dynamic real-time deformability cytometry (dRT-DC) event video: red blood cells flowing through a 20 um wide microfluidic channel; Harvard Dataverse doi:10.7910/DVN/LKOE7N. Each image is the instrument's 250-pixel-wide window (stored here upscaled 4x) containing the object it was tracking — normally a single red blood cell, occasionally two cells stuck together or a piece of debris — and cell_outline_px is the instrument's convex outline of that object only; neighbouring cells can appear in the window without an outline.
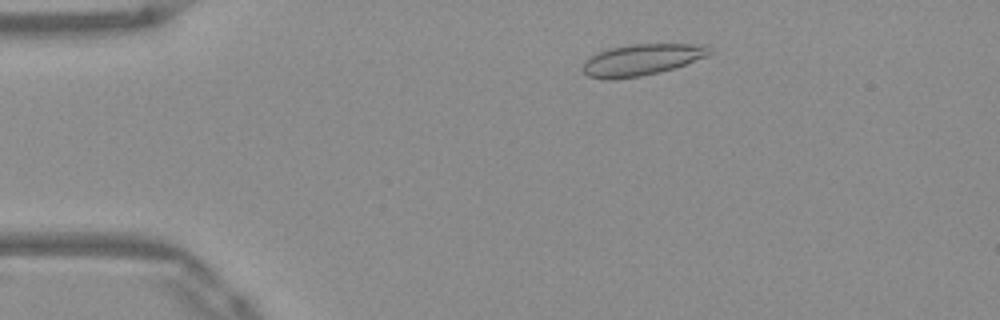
{"species": "Egyptian fruit bat (a non-hibernating species)", "species_latin": "Rousettus aegyptiacus", "temperature_condition": "warm", "stored_images_in_passage": 49, "camera_frame_rate_fps": 3000, "um_per_image_px": 0.085, "frame": {"image": 1, "passage_image": 7, "time_ms": 2.0, "image_size_px": [1000, 320], "cell_outline_px": [[716, 52], [708, 56], [676, 68], [640, 76], [612, 80], [604, 80], [588, 76], [580, 68], [584, 60], [608, 48], [632, 44], [712, 44]], "centroid_in_image_um": [54.62, 5.07], "position_along_channel_um": 30.4, "area_um2": 23.76}}
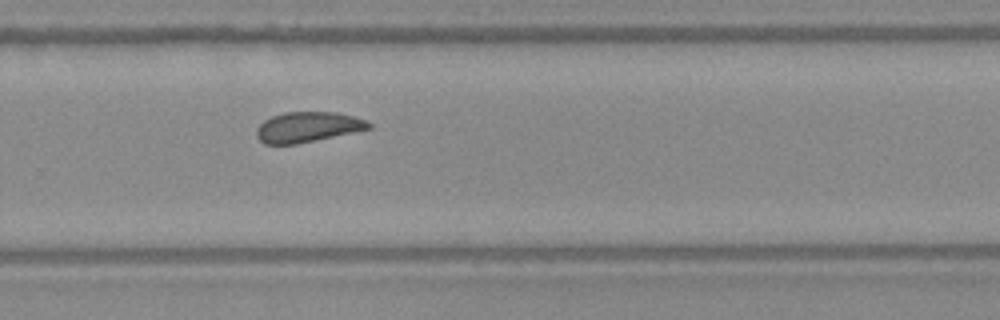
{"frame": {"image": 2, "passage_image": 32, "time_ms": 10.333, "image_size_px": [1000, 320], "cell_outline_px": [[372, 128], [296, 144], [264, 144], [256, 136], [256, 128], [264, 120], [272, 116], [284, 112], [336, 112], [352, 116], [364, 120], [372, 124]], "centroid_in_image_um": [26.12, 10.79], "position_along_channel_um": 303.7, "area_um2": 19.65}}
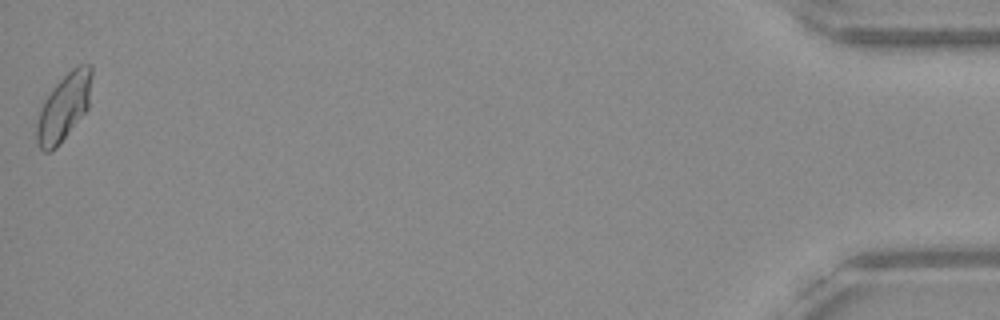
{"frame": {"image": 3, "passage_image": 49, "time_ms": 16.0, "image_size_px": [1000, 320], "cell_outline_px": [[92, 76], [88, 108], [56, 148], [52, 152], [44, 152], [40, 148], [36, 140], [36, 124], [40, 108], [44, 100], [56, 84], [72, 68], [80, 64], [92, 64]], "centroid_in_image_um": [5.42, 9.11], "position_along_channel_um": 429.8, "area_um2": 21.39}, "authors_computed_cell_mechanics": {"area_um2": 20.6346, "velocity_mm_per_s": 3.9142, "shape_relaxation_time_tau1_ms": null, "shape_relaxation_time_tau2_ms": 1.3198, "deformation_change_tau1": null, "deformation_change_tau2": 0.0488}}